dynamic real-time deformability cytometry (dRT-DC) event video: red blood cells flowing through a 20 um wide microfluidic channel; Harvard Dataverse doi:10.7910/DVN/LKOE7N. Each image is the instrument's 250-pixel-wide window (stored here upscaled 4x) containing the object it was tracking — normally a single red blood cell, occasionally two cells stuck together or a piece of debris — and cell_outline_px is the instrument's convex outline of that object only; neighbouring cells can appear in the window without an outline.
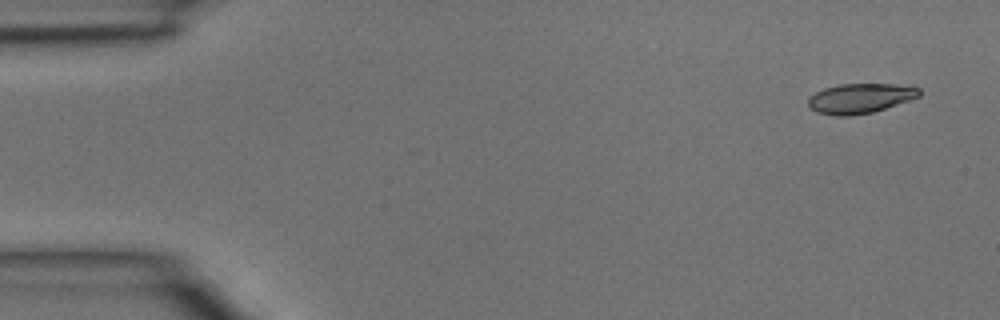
{"species": "common noctule bat (a hibernating species)", "species_latin": "Nyctalus noctula", "temperature_condition": "room temperature", "stored_images_in_passage": 4, "camera_frame_rate_fps": 3000, "um_per_image_px": 0.085, "animal": {"sex": "male", "body_mass_g": 15.6}, "frame": {"image": 1, "passage_image": 1, "time_ms": 0.0, "image_size_px": [1000, 320], "cell_outline_px": [[920, 96], [872, 112], [848, 116], [836, 116], [816, 112], [808, 104], [808, 96], [824, 88], [840, 84], [912, 84], [920, 88]], "centroid_in_image_um": [73.13, 8.34], "position_along_channel_um": 11.9, "area_um2": 19.36}}